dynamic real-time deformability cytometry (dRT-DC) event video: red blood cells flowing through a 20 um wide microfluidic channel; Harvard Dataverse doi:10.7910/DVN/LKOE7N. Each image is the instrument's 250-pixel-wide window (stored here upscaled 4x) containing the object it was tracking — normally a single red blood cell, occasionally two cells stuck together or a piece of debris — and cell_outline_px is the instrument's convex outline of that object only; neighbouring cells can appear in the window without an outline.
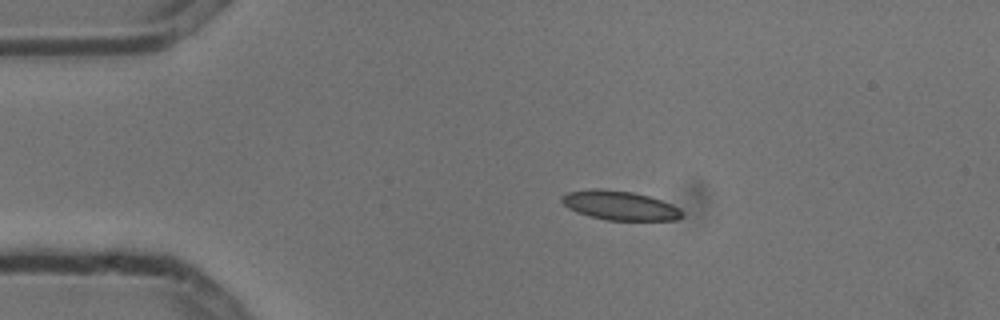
{"species": "common noctule bat (a hibernating species)", "species_latin": "Nyctalus noctula", "temperature_condition": "cold", "stored_images_in_passage": 6, "camera_frame_rate_fps": 3000, "um_per_image_px": 0.085, "animal": {"sex": "male", "body_mass_g": 13.3}, "frame": {"image": 1, "passage_image": 3, "time_ms": 0.667, "image_size_px": [1000, 320], "cell_outline_px": [[684, 216], [676, 220], [604, 220], [588, 216], [576, 212], [568, 208], [560, 200], [560, 196], [568, 192], [592, 188], [600, 188], [632, 192], [648, 196], [660, 200], [680, 208], [684, 212]], "centroid_in_image_um": [52.66, 17.47], "position_along_channel_um": 32.3, "area_um2": 20.63}}
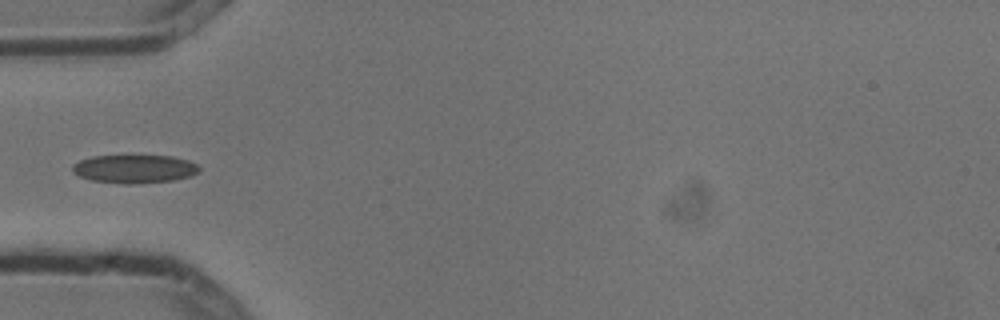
{"frame": {"image": 2, "passage_image": 5, "time_ms": 1.333, "image_size_px": [1000, 320], "cell_outline_px": [[200, 172], [192, 176], [172, 180], [128, 184], [124, 184], [92, 180], [80, 176], [72, 172], [72, 164], [80, 160], [92, 156], [172, 156], [188, 160], [196, 164], [200, 168]], "centroid_in_image_um": [11.43, 14.35], "position_along_channel_um": 73.6, "area_um2": 20.87}}
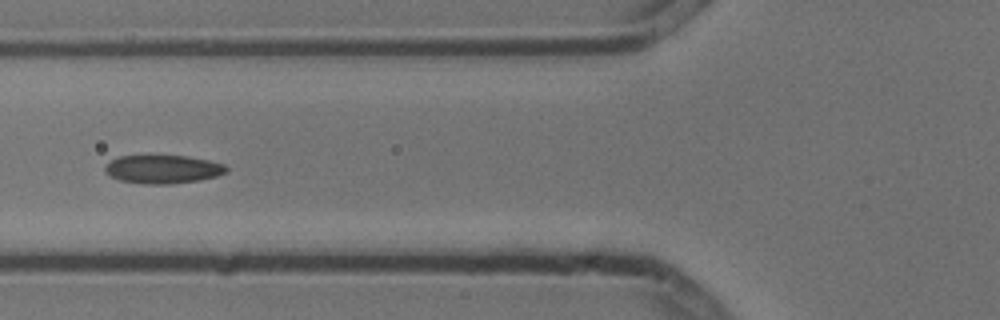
{"frame": {"image": 3, "passage_image": 6, "time_ms": 1.667, "image_size_px": [1000, 320], "cell_outline_px": [[228, 172], [216, 176], [200, 180], [172, 184], [144, 184], [120, 180], [108, 176], [104, 172], [104, 168], [112, 160], [120, 156], [188, 156], [208, 160], [224, 164], [228, 168]], "centroid_in_image_um": [13.85, 14.39], "position_along_channel_um": 111.9, "area_um2": 20.11}}